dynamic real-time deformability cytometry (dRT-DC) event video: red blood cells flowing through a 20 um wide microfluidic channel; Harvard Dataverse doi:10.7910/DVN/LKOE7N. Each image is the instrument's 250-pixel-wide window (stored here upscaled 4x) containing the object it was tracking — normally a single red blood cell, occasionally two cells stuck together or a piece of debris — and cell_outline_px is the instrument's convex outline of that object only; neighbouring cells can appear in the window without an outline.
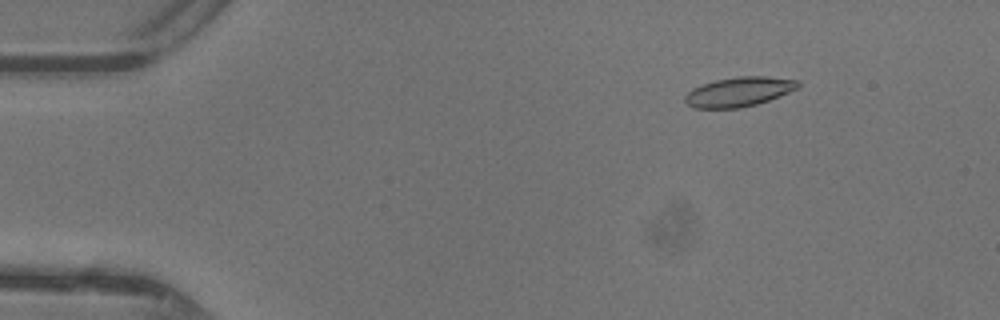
{"species": "common noctule bat (a hibernating species)", "species_latin": "Nyctalus noctula", "temperature_condition": "warm", "stored_images_in_passage": 45, "camera_frame_rate_fps": 3000, "um_per_image_px": 0.085, "animal": {"sex": "female"}, "frame": {"image": 1, "passage_image": 4, "time_ms": 1.0, "image_size_px": [1000, 320], "cell_outline_px": [[800, 84], [796, 88], [788, 92], [768, 100], [756, 104], [740, 108], [692, 108], [684, 100], [684, 96], [692, 88], [700, 84], [716, 80], [740, 76], [764, 76], [800, 80]], "centroid_in_image_um": [62.77, 7.8], "position_along_channel_um": 22.2, "area_um2": 19.36}}
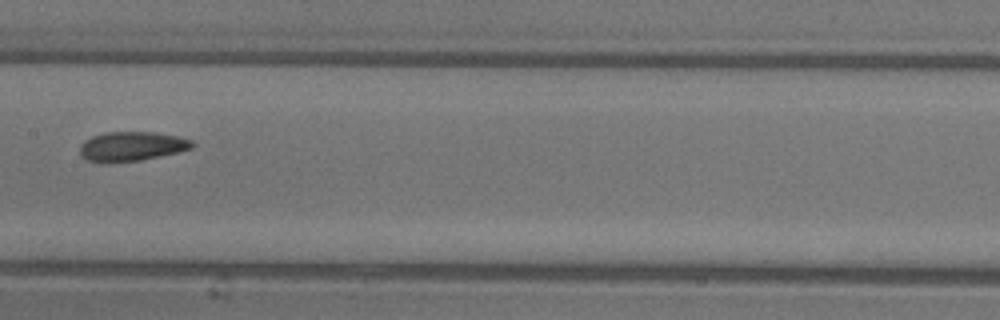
{"frame": {"image": 2, "passage_image": 22, "time_ms": 7.0, "image_size_px": [1000, 320], "cell_outline_px": [[196, 144], [192, 148], [176, 152], [140, 160], [88, 160], [80, 156], [80, 144], [84, 140], [92, 136], [104, 132], [152, 132], [176, 136], [192, 140]], "centroid_in_image_um": [11.2, 12.39], "position_along_channel_um": 196.2, "area_um2": 18.61}}
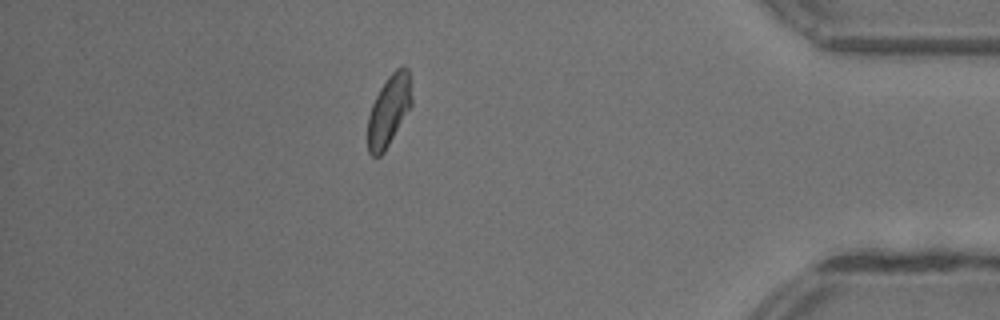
{"frame": {"image": 3, "passage_image": 39, "time_ms": 12.667, "image_size_px": [1000, 320], "cell_outline_px": [[412, 104], [384, 152], [380, 156], [372, 156], [368, 152], [368, 116], [372, 104], [380, 88], [388, 76], [396, 68], [404, 64], [408, 68], [412, 96]], "centroid_in_image_um": [33.06, 9.36], "position_along_channel_um": 402.1, "area_um2": 18.09}, "authors_computed_cell_mechanics": {"area_um2": 19.074, "velocity_mm_per_s": 4.3786, "shape_relaxation_time_tau1_ms": 4.1701, "shape_relaxation_time_tau2_ms": 2.8354, "deformation_change_tau1": 0.1376, "deformation_change_tau2": 0.0865}}